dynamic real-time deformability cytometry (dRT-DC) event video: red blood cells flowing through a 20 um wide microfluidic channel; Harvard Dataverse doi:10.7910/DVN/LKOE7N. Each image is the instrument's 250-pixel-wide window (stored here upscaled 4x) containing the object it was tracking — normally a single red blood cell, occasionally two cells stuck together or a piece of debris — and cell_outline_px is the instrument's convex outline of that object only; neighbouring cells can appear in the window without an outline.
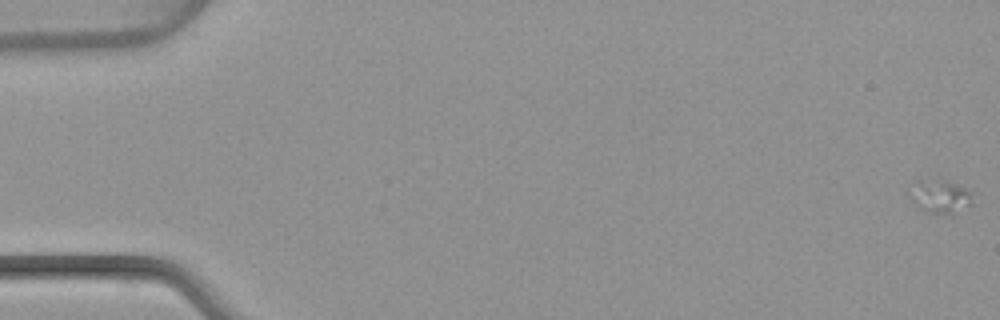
{"species": "common noctule bat (a hibernating species)", "species_latin": "Nyctalus noctula", "temperature_condition": "warm", "stored_images_in_passage": 13, "camera_frame_rate_fps": 3000, "um_per_image_px": 0.085, "animal": {"sex": "female", "body_mass_g": 22.7, "forearm_length_mm": 54.2}, "frame": {"image": 1, "passage_image": 1, "time_ms": 0.0, "image_size_px": [1000, 320], "cell_outline_px": [[972, 204], [952, 216], [924, 212], [908, 196], [908, 192], [912, 180], [944, 180], [968, 188], [972, 192]], "centroid_in_image_um": [79.89, 16.71], "position_along_channel_um": 5.1, "area_um2": 12.83}}